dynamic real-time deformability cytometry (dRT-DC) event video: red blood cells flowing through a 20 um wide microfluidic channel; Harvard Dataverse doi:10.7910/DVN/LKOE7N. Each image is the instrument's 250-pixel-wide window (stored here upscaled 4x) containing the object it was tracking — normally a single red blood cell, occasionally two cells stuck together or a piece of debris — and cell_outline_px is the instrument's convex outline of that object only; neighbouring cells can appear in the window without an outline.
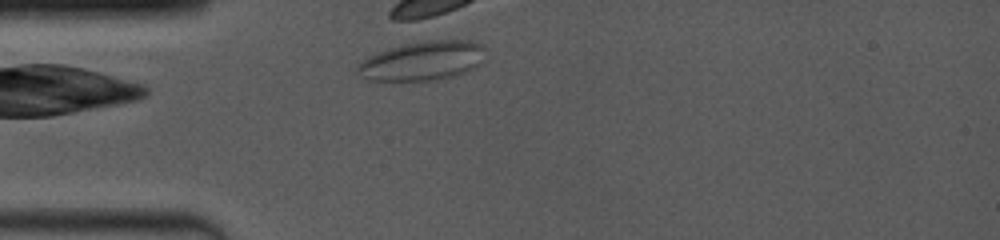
{"species": "common noctule bat (a hibernating species)", "species_latin": "Nyctalus noctula", "temperature_condition": "room temperature", "stored_images_in_passage": 2, "camera_frame_rate_fps": 4000, "um_per_image_px": 0.085, "animal": {"sex": "female", "body_mass_g": 19.0, "forearm_length_mm": 53.3}, "frame": {"image": 1, "passage_image": 2, "time_ms": 1.0, "image_size_px": [1000, 240], "cell_outline_px": [[484, 48], [480, 64], [456, 76], [432, 80], [368, 80], [360, 76], [356, 72], [356, 64], [368, 56], [376, 52], [404, 44], [432, 40], [468, 40], [484, 44]], "centroid_in_image_um": [35.87, 5.17], "position_along_channel_um": 49.1, "area_um2": 29.13}}